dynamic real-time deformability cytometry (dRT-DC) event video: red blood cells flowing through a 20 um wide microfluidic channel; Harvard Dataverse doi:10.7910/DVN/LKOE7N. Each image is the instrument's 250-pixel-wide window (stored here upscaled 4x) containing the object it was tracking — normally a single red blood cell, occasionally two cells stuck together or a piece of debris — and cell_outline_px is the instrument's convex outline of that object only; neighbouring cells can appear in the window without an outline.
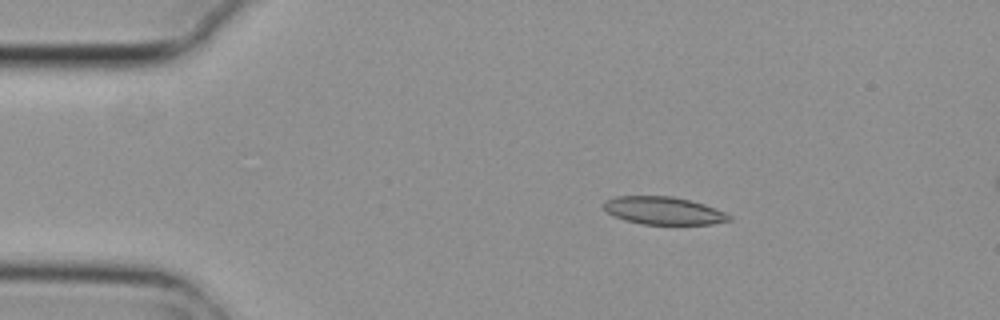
{"species": "common noctule bat (a hibernating species)", "species_latin": "Nyctalus noctula", "temperature_condition": "cold", "stored_images_in_passage": 5, "camera_frame_rate_fps": 3000, "um_per_image_px": 0.085, "animal": {"sex": "female", "body_mass_g": 29.2, "forearm_length_mm": 56.3}, "frame": {"image": 1, "passage_image": 2, "time_ms": 0.333, "image_size_px": [1000, 320], "cell_outline_px": [[732, 220], [712, 224], [640, 224], [624, 220], [608, 212], [604, 208], [604, 200], [616, 196], [672, 196], [704, 204], [716, 208], [732, 216]], "centroid_in_image_um": [56.41, 17.9], "position_along_channel_um": 28.6, "area_um2": 20.23}}
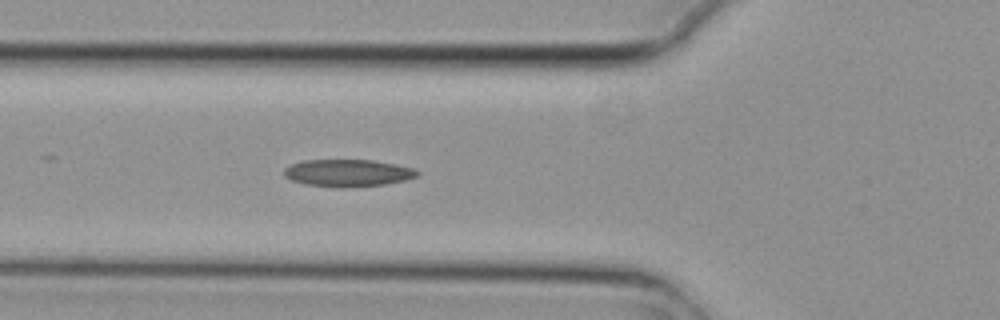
{"frame": {"image": 2, "passage_image": 5, "time_ms": 1.333, "image_size_px": [1000, 320], "cell_outline_px": [[420, 172], [416, 176], [404, 180], [384, 184], [344, 188], [336, 188], [304, 184], [292, 180], [284, 176], [284, 168], [292, 164], [304, 160], [372, 160], [396, 164], [412, 168]], "centroid_in_image_um": [29.53, 14.71], "position_along_channel_um": 96.3, "area_um2": 21.1}}